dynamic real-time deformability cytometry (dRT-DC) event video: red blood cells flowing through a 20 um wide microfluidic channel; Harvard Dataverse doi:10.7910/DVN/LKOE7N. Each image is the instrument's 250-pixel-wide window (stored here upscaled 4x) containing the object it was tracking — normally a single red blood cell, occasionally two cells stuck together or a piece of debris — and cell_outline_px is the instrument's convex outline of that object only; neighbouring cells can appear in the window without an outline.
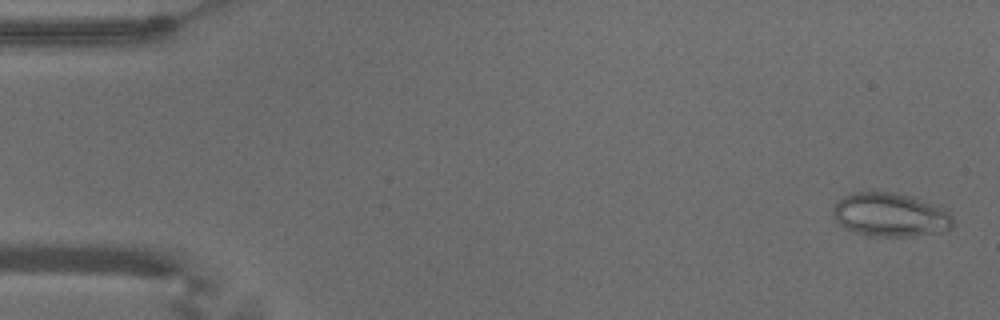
{"species": "common noctule bat (a hibernating species)", "species_latin": "Nyctalus noctula", "temperature_condition": "warm", "stored_images_in_passage": 43, "camera_frame_rate_fps": 3000, "um_per_image_px": 0.085, "animal": {"sex": "male", "body_mass_g": 18.8}, "frame": {"image": 1, "passage_image": 2, "time_ms": 0.333, "image_size_px": [1000, 320], "cell_outline_px": [[952, 228], [912, 236], [868, 236], [844, 228], [832, 216], [832, 208], [836, 200], [852, 192], [892, 192], [908, 196], [948, 208], [952, 216]], "centroid_in_image_um": [75.63, 18.25], "position_along_channel_um": 9.4, "area_um2": 30.58}}
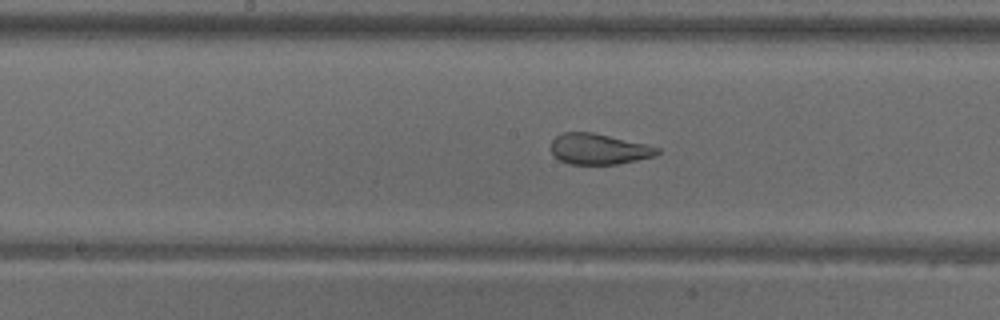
{"frame": {"image": 2, "passage_image": 28, "time_ms": 9.0, "image_size_px": [1000, 320], "cell_outline_px": [[660, 152], [656, 156], [616, 164], [568, 164], [560, 160], [548, 148], [552, 140], [556, 136], [564, 132], [592, 132], [644, 144], [660, 148]], "centroid_in_image_um": [50.86, 12.67], "position_along_channel_um": 197.3, "area_um2": 18.96}}
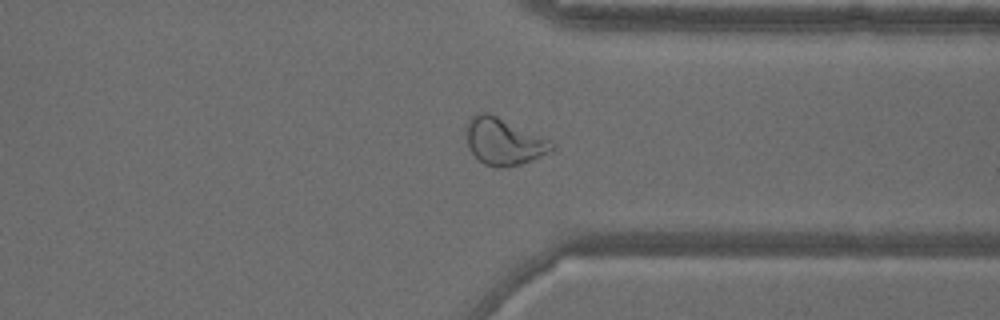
{"frame": {"image": 3, "passage_image": 42, "time_ms": 13.667, "image_size_px": [1000, 320], "cell_outline_px": [[556, 148], [552, 152], [520, 164], [500, 168], [496, 168], [484, 164], [468, 148], [464, 136], [464, 128], [468, 120], [476, 112], [488, 112], [552, 140], [556, 144]], "centroid_in_image_um": [42.81, 12.01], "position_along_channel_um": 368.6, "area_um2": 23.87}, "authors_computed_cell_mechanics": {"area_um2": 21.3282, "velocity_mm_per_s": 3.6942, "shape_relaxation_time_tau1_ms": null, "shape_relaxation_time_tau2_ms": 1.0409, "deformation_change_tau1": null, "deformation_change_tau2": 0.0861}}